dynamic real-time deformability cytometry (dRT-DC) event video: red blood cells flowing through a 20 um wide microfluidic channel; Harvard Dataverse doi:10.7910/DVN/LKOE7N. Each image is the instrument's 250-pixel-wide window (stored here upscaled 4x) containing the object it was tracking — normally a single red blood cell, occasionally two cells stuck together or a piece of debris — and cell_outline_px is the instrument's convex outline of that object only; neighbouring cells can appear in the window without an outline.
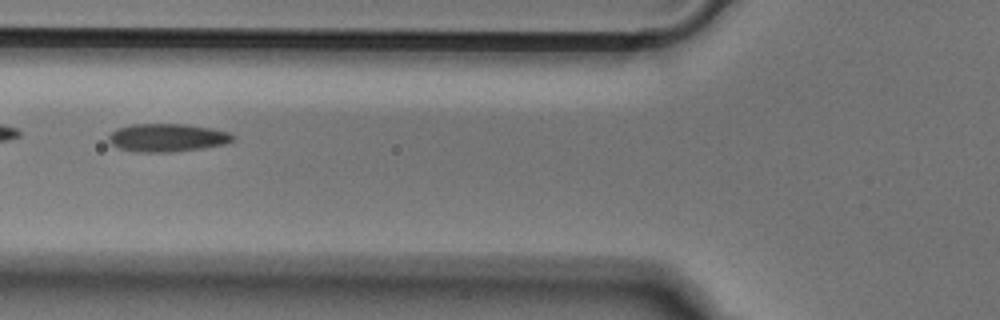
{"species": "Egyptian fruit bat (a non-hibernating species)", "species_latin": "Rousettus aegyptiacus", "temperature_condition": "cold", "stored_images_in_passage": 51, "camera_frame_rate_fps": 3000, "um_per_image_px": 0.085, "animal": {"sex": "male"}, "frame": {"image": 1, "passage_image": 19, "time_ms": 6.0, "image_size_px": [1000, 320], "cell_outline_px": [[236, 140], [224, 144], [200, 148], [172, 152], [136, 152], [120, 148], [112, 144], [108, 140], [108, 136], [116, 128], [132, 124], [188, 124], [212, 128], [228, 132], [236, 136]], "centroid_in_image_um": [14.23, 11.69], "position_along_channel_um": 111.6, "area_um2": 20.4}}
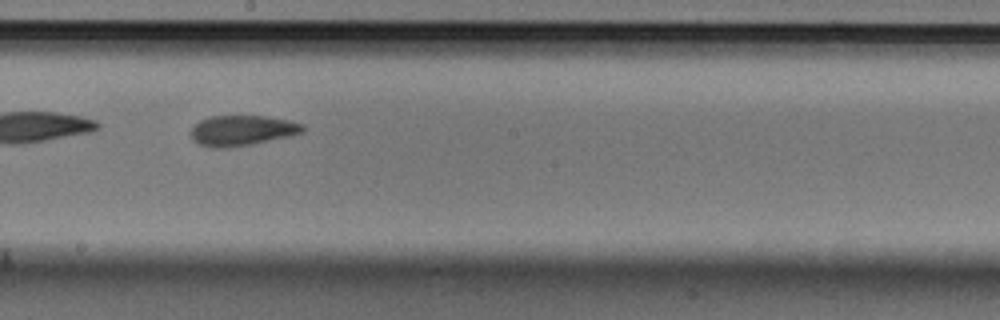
{"frame": {"image": 2, "passage_image": 28, "time_ms": 9.0, "image_size_px": [1000, 320], "cell_outline_px": [[304, 132], [292, 136], [252, 144], [228, 148], [212, 148], [196, 144], [192, 140], [192, 128], [200, 120], [208, 116], [264, 116], [288, 120], [304, 124]], "centroid_in_image_um": [20.58, 11.1], "position_along_channel_um": 227.6, "area_um2": 20.0}}
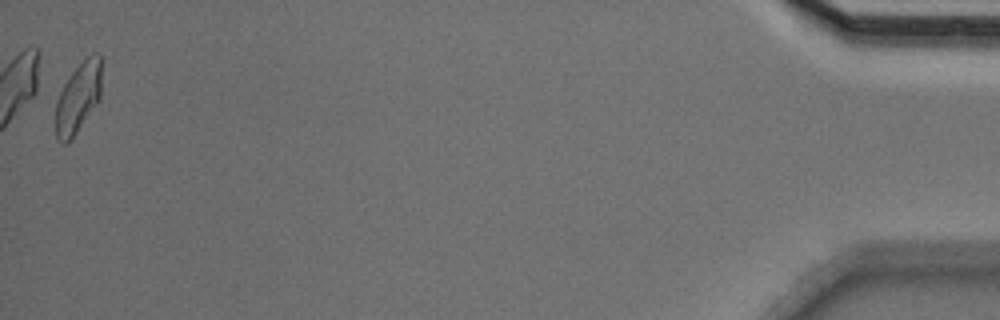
{"frame": {"image": 3, "passage_image": 51, "time_ms": 16.667, "image_size_px": [1000, 320], "cell_outline_px": [[104, 60], [100, 100], [72, 140], [64, 144], [56, 136], [56, 100], [64, 84], [72, 72], [92, 52], [100, 52]], "centroid_in_image_um": [6.72, 8.24], "position_along_channel_um": 428.5, "area_um2": 19.48}}